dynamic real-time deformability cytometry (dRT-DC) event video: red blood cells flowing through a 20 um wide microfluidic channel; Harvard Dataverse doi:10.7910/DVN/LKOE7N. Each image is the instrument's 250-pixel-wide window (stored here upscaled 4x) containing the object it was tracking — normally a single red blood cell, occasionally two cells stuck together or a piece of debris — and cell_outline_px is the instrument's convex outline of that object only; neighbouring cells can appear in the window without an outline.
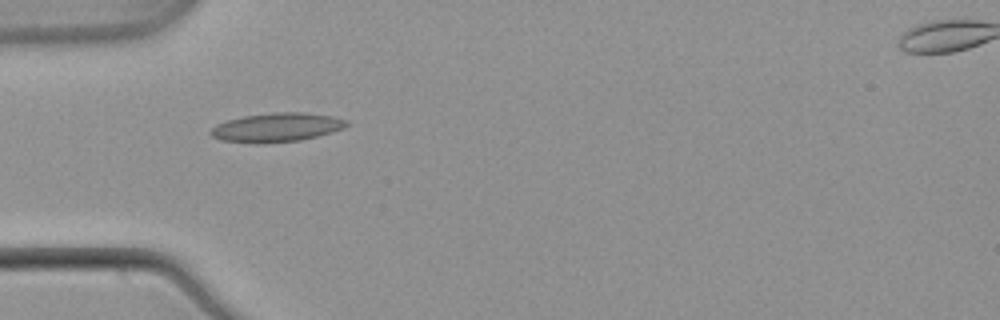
{"species": "common noctule bat (a hibernating species)", "species_latin": "Nyctalus noctula", "temperature_condition": "warm", "stored_images_in_passage": 37, "camera_frame_rate_fps": 3000, "um_per_image_px": 0.085, "animal": {"sex": "male", "body_mass_g": 21.5, "forearm_length_mm": 52.0}, "frame": {"image": 1, "passage_image": 1, "time_ms": 0.0, "image_size_px": [1000, 320], "cell_outline_px": [[348, 124], [344, 128], [332, 132], [300, 140], [256, 144], [220, 140], [212, 136], [208, 132], [216, 124], [228, 120], [244, 116], [272, 112], [304, 112], [332, 116], [348, 120]], "centroid_in_image_um": [23.5, 10.83], "position_along_channel_um": 61.5, "area_um2": 23.0}}
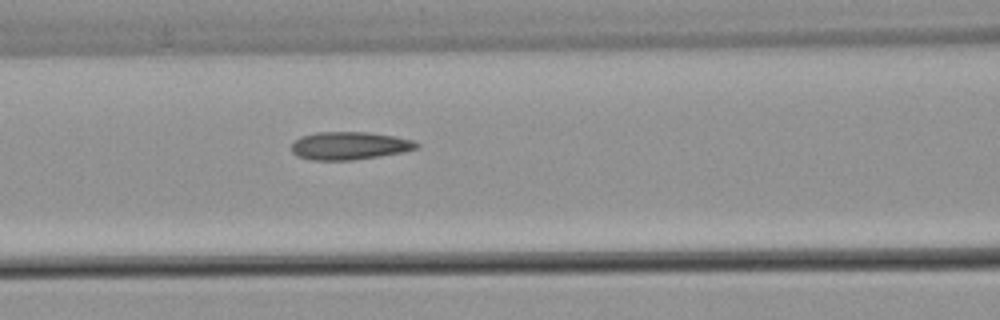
{"frame": {"image": 2, "passage_image": 7, "time_ms": 2.0, "image_size_px": [1000, 320], "cell_outline_px": [[420, 144], [416, 148], [404, 152], [352, 160], [312, 160], [296, 156], [292, 152], [292, 144], [300, 136], [316, 132], [368, 132], [396, 136], [412, 140]], "centroid_in_image_um": [29.69, 12.38], "position_along_channel_um": 136.9, "area_um2": 20.35}}
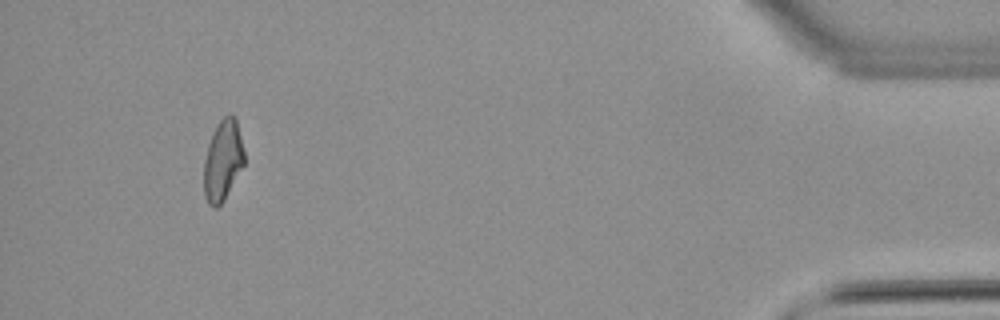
{"frame": {"image": 3, "passage_image": 34, "time_ms": 11.0, "image_size_px": [1000, 320], "cell_outline_px": [[244, 164], [224, 200], [216, 208], [212, 208], [208, 204], [204, 196], [204, 160], [208, 144], [212, 132], [220, 120], [228, 112], [232, 112], [236, 116], [244, 148]], "centroid_in_image_um": [18.94, 13.59], "position_along_channel_um": 416.3, "area_um2": 19.31}, "authors_computed_cell_mechanics": {"area_um2": 19.7098, "velocity_mm_per_s": 3.8744, "shape_relaxation_time_tau1_ms": null, "shape_relaxation_time_tau2_ms": 2.6863, "deformation_change_tau1": null, "deformation_change_tau2": 0.0927}}